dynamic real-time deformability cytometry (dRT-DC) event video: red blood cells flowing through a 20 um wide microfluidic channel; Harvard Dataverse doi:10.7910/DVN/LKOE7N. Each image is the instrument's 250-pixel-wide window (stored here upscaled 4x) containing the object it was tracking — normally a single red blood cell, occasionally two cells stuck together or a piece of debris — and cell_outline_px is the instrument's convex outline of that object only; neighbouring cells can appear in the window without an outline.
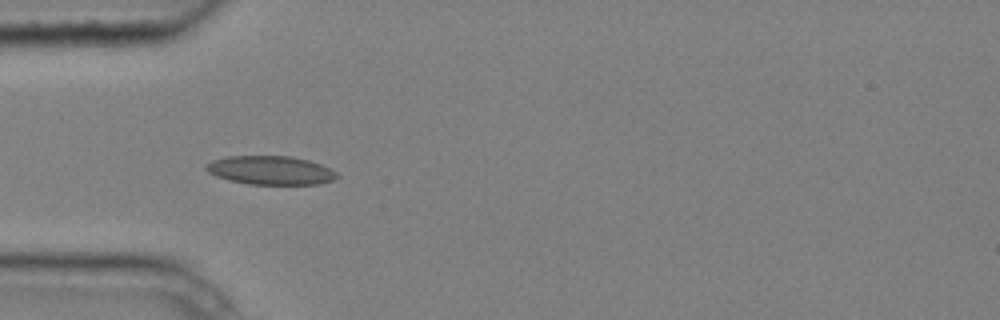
{"species": "common noctule bat (a hibernating species)", "species_latin": "Nyctalus noctula", "temperature_condition": "cold", "stored_images_in_passage": 10, "camera_frame_rate_fps": 3000, "um_per_image_px": 0.085, "animal": {"sex": "male", "body_mass_g": 20.4}, "frame": {"image": 1, "passage_image": 4, "time_ms": 1.0, "image_size_px": [1000, 320], "cell_outline_px": [[340, 176], [332, 180], [320, 184], [248, 184], [228, 180], [216, 176], [208, 172], [204, 168], [204, 164], [212, 160], [228, 156], [292, 156], [308, 160], [320, 164], [336, 172]], "centroid_in_image_um": [22.96, 14.47], "position_along_channel_um": 62.0, "area_um2": 21.96}}
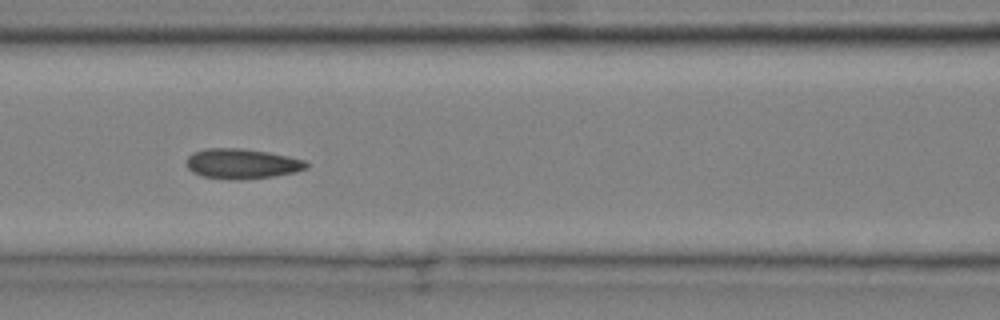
{"frame": {"image": 2, "passage_image": 6, "time_ms": 1.667, "image_size_px": [1000, 320], "cell_outline_px": [[308, 168], [296, 172], [272, 176], [240, 180], [204, 176], [192, 172], [188, 168], [188, 156], [192, 152], [204, 148], [240, 148], [268, 152], [288, 156], [304, 160], [308, 164]], "centroid_in_image_um": [20.57, 13.9], "position_along_channel_um": 146.0, "area_um2": 20.87}}
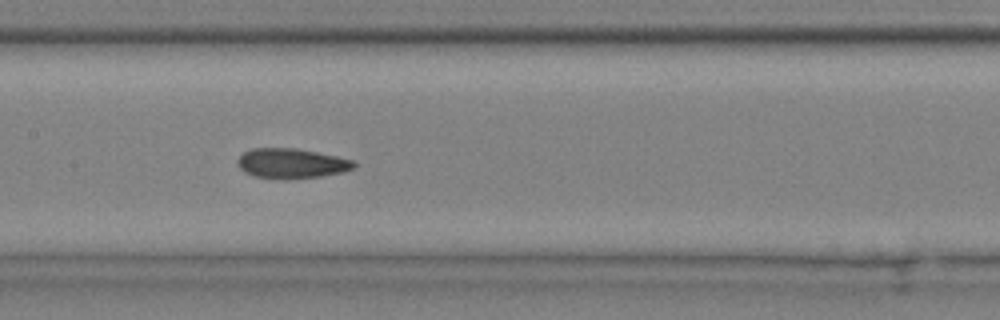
{"frame": {"image": 3, "passage_image": 7, "time_ms": 2.0, "image_size_px": [1000, 320], "cell_outline_px": [[356, 168], [344, 172], [320, 176], [252, 176], [244, 172], [236, 164], [236, 160], [244, 152], [252, 148], [296, 148], [356, 160]], "centroid_in_image_um": [24.8, 13.84], "position_along_channel_um": 182.6, "area_um2": 19.65}}